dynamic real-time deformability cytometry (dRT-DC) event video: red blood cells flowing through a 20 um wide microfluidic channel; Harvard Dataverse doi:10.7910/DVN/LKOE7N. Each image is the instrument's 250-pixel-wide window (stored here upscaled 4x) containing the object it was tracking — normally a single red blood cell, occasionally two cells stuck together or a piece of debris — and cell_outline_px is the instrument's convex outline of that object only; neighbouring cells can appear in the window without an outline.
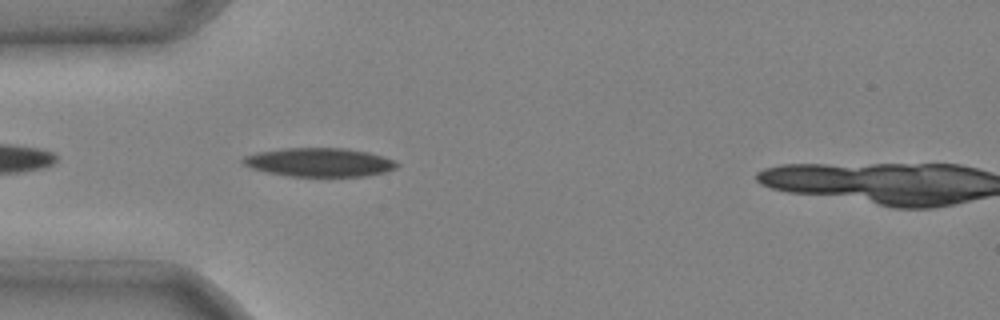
{"species": "common noctule bat (a hibernating species)", "species_latin": "Nyctalus noctula", "temperature_condition": "cold", "stored_images_in_passage": 4, "camera_frame_rate_fps": 3000, "um_per_image_px": 0.085, "animal": {"sex": "male", "body_mass_g": 20.4}, "frame": {"image": 1, "passage_image": 3, "time_ms": 0.667, "image_size_px": [1000, 320], "cell_outline_px": [[400, 164], [396, 168], [384, 172], [368, 176], [288, 176], [268, 172], [252, 168], [244, 164], [240, 160], [244, 156], [256, 152], [284, 148], [344, 148], [368, 152], [392, 160]], "centroid_in_image_um": [27.12, 13.79], "position_along_channel_um": 57.9, "area_um2": 25.61}}